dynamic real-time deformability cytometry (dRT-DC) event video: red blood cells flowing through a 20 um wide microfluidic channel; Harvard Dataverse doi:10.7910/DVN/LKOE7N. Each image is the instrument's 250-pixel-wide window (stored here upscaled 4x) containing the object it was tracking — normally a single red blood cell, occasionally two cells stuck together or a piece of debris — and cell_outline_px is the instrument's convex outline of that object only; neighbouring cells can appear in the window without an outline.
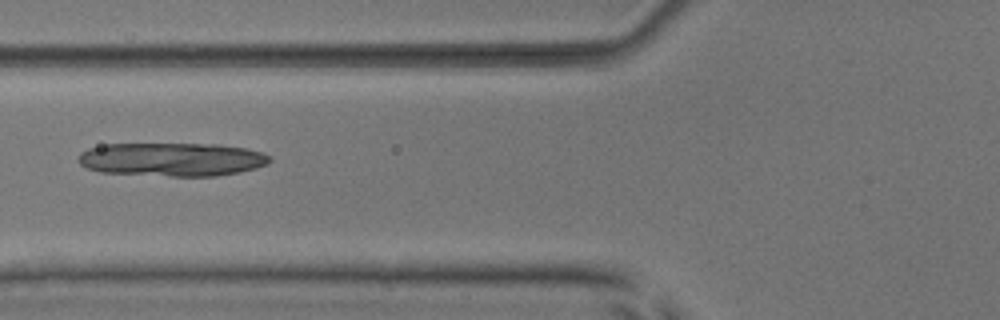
{"species": "common noctule bat (a hibernating species)", "species_latin": "Nyctalus noctula", "temperature_condition": "room temperature", "stored_images_in_passage": 2, "camera_frame_rate_fps": 3000, "um_per_image_px": 0.085, "animal": {"sex": "male", "body_mass_g": 17.9, "forearm_length_mm": 54.2}, "frame": {"image": 1, "passage_image": 2, "time_ms": 1.0, "image_size_px": [1000, 320], "cell_outline_px": [[272, 160], [268, 164], [256, 168], [240, 172], [216, 176], [172, 176], [100, 172], [88, 168], [80, 164], [76, 160], [76, 156], [80, 152], [88, 148], [104, 144], [216, 144], [248, 148], [264, 152], [272, 156]], "centroid_in_image_um": [14.64, 13.54], "position_along_channel_um": 111.2, "area_um2": 37.86}}